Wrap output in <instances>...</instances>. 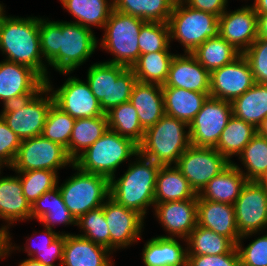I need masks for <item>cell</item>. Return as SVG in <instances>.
<instances>
[{
  "label": "cell",
  "instance_id": "obj_2",
  "mask_svg": "<svg viewBox=\"0 0 267 266\" xmlns=\"http://www.w3.org/2000/svg\"><path fill=\"white\" fill-rule=\"evenodd\" d=\"M0 14V49L6 61L28 66L49 80L40 49L39 18L8 17Z\"/></svg>",
  "mask_w": 267,
  "mask_h": 266
},
{
  "label": "cell",
  "instance_id": "obj_28",
  "mask_svg": "<svg viewBox=\"0 0 267 266\" xmlns=\"http://www.w3.org/2000/svg\"><path fill=\"white\" fill-rule=\"evenodd\" d=\"M198 198L188 180L175 167L160 166L156 176L155 203Z\"/></svg>",
  "mask_w": 267,
  "mask_h": 266
},
{
  "label": "cell",
  "instance_id": "obj_50",
  "mask_svg": "<svg viewBox=\"0 0 267 266\" xmlns=\"http://www.w3.org/2000/svg\"><path fill=\"white\" fill-rule=\"evenodd\" d=\"M184 4L220 17L226 10L227 0H182Z\"/></svg>",
  "mask_w": 267,
  "mask_h": 266
},
{
  "label": "cell",
  "instance_id": "obj_6",
  "mask_svg": "<svg viewBox=\"0 0 267 266\" xmlns=\"http://www.w3.org/2000/svg\"><path fill=\"white\" fill-rule=\"evenodd\" d=\"M137 82L131 68L109 62L91 65L87 83L106 114L113 107L129 102Z\"/></svg>",
  "mask_w": 267,
  "mask_h": 266
},
{
  "label": "cell",
  "instance_id": "obj_20",
  "mask_svg": "<svg viewBox=\"0 0 267 266\" xmlns=\"http://www.w3.org/2000/svg\"><path fill=\"white\" fill-rule=\"evenodd\" d=\"M197 202L198 198L155 203V215L170 234L160 237L186 239L197 226Z\"/></svg>",
  "mask_w": 267,
  "mask_h": 266
},
{
  "label": "cell",
  "instance_id": "obj_26",
  "mask_svg": "<svg viewBox=\"0 0 267 266\" xmlns=\"http://www.w3.org/2000/svg\"><path fill=\"white\" fill-rule=\"evenodd\" d=\"M165 115L188 125L201 110L210 93H201L176 87H162Z\"/></svg>",
  "mask_w": 267,
  "mask_h": 266
},
{
  "label": "cell",
  "instance_id": "obj_37",
  "mask_svg": "<svg viewBox=\"0 0 267 266\" xmlns=\"http://www.w3.org/2000/svg\"><path fill=\"white\" fill-rule=\"evenodd\" d=\"M184 241L189 245L187 255L226 254L236 247L231 239L198 224Z\"/></svg>",
  "mask_w": 267,
  "mask_h": 266
},
{
  "label": "cell",
  "instance_id": "obj_12",
  "mask_svg": "<svg viewBox=\"0 0 267 266\" xmlns=\"http://www.w3.org/2000/svg\"><path fill=\"white\" fill-rule=\"evenodd\" d=\"M232 115L231 102L208 97L189 124L191 145L215 148Z\"/></svg>",
  "mask_w": 267,
  "mask_h": 266
},
{
  "label": "cell",
  "instance_id": "obj_16",
  "mask_svg": "<svg viewBox=\"0 0 267 266\" xmlns=\"http://www.w3.org/2000/svg\"><path fill=\"white\" fill-rule=\"evenodd\" d=\"M49 81H46V86L53 92L54 103L74 119L106 115L87 82L70 77L54 91Z\"/></svg>",
  "mask_w": 267,
  "mask_h": 266
},
{
  "label": "cell",
  "instance_id": "obj_29",
  "mask_svg": "<svg viewBox=\"0 0 267 266\" xmlns=\"http://www.w3.org/2000/svg\"><path fill=\"white\" fill-rule=\"evenodd\" d=\"M145 266H187V249L171 237H155L149 240L142 253Z\"/></svg>",
  "mask_w": 267,
  "mask_h": 266
},
{
  "label": "cell",
  "instance_id": "obj_30",
  "mask_svg": "<svg viewBox=\"0 0 267 266\" xmlns=\"http://www.w3.org/2000/svg\"><path fill=\"white\" fill-rule=\"evenodd\" d=\"M32 218H36L45 225V228L49 229H52L55 223L77 225V220L63 201L58 185L45 192L31 205Z\"/></svg>",
  "mask_w": 267,
  "mask_h": 266
},
{
  "label": "cell",
  "instance_id": "obj_44",
  "mask_svg": "<svg viewBox=\"0 0 267 266\" xmlns=\"http://www.w3.org/2000/svg\"><path fill=\"white\" fill-rule=\"evenodd\" d=\"M140 55L158 51H168L170 35L168 23L145 22L139 33Z\"/></svg>",
  "mask_w": 267,
  "mask_h": 266
},
{
  "label": "cell",
  "instance_id": "obj_4",
  "mask_svg": "<svg viewBox=\"0 0 267 266\" xmlns=\"http://www.w3.org/2000/svg\"><path fill=\"white\" fill-rule=\"evenodd\" d=\"M189 125L177 118L164 115L155 125L145 129L138 154L161 166L177 163L179 157L191 145Z\"/></svg>",
  "mask_w": 267,
  "mask_h": 266
},
{
  "label": "cell",
  "instance_id": "obj_15",
  "mask_svg": "<svg viewBox=\"0 0 267 266\" xmlns=\"http://www.w3.org/2000/svg\"><path fill=\"white\" fill-rule=\"evenodd\" d=\"M46 86L32 68L10 61L0 62V100L4 106L29 99Z\"/></svg>",
  "mask_w": 267,
  "mask_h": 266
},
{
  "label": "cell",
  "instance_id": "obj_23",
  "mask_svg": "<svg viewBox=\"0 0 267 266\" xmlns=\"http://www.w3.org/2000/svg\"><path fill=\"white\" fill-rule=\"evenodd\" d=\"M108 252L111 253L83 236L67 233L60 266H112Z\"/></svg>",
  "mask_w": 267,
  "mask_h": 266
},
{
  "label": "cell",
  "instance_id": "obj_18",
  "mask_svg": "<svg viewBox=\"0 0 267 266\" xmlns=\"http://www.w3.org/2000/svg\"><path fill=\"white\" fill-rule=\"evenodd\" d=\"M107 200L103 204V210L110 231L112 252L114 249L125 248L140 238L144 217L117 203L110 196Z\"/></svg>",
  "mask_w": 267,
  "mask_h": 266
},
{
  "label": "cell",
  "instance_id": "obj_54",
  "mask_svg": "<svg viewBox=\"0 0 267 266\" xmlns=\"http://www.w3.org/2000/svg\"><path fill=\"white\" fill-rule=\"evenodd\" d=\"M253 8L256 13H266L267 12V0H255L253 3Z\"/></svg>",
  "mask_w": 267,
  "mask_h": 266
},
{
  "label": "cell",
  "instance_id": "obj_10",
  "mask_svg": "<svg viewBox=\"0 0 267 266\" xmlns=\"http://www.w3.org/2000/svg\"><path fill=\"white\" fill-rule=\"evenodd\" d=\"M48 92L50 90L45 86L29 99L4 106L0 116L21 140L42 135L47 114L54 103L52 94L45 98L41 96Z\"/></svg>",
  "mask_w": 267,
  "mask_h": 266
},
{
  "label": "cell",
  "instance_id": "obj_32",
  "mask_svg": "<svg viewBox=\"0 0 267 266\" xmlns=\"http://www.w3.org/2000/svg\"><path fill=\"white\" fill-rule=\"evenodd\" d=\"M107 130V115L76 119L67 147L68 156L74 161L79 156V151L82 150L83 153Z\"/></svg>",
  "mask_w": 267,
  "mask_h": 266
},
{
  "label": "cell",
  "instance_id": "obj_58",
  "mask_svg": "<svg viewBox=\"0 0 267 266\" xmlns=\"http://www.w3.org/2000/svg\"><path fill=\"white\" fill-rule=\"evenodd\" d=\"M4 7H3V5L2 4H0V14L4 11V9H3Z\"/></svg>",
  "mask_w": 267,
  "mask_h": 266
},
{
  "label": "cell",
  "instance_id": "obj_41",
  "mask_svg": "<svg viewBox=\"0 0 267 266\" xmlns=\"http://www.w3.org/2000/svg\"><path fill=\"white\" fill-rule=\"evenodd\" d=\"M75 120L53 103L47 114L42 135L63 146L67 151Z\"/></svg>",
  "mask_w": 267,
  "mask_h": 266
},
{
  "label": "cell",
  "instance_id": "obj_33",
  "mask_svg": "<svg viewBox=\"0 0 267 266\" xmlns=\"http://www.w3.org/2000/svg\"><path fill=\"white\" fill-rule=\"evenodd\" d=\"M174 56L169 51L142 54L131 69L138 82L163 86L168 78L169 68Z\"/></svg>",
  "mask_w": 267,
  "mask_h": 266
},
{
  "label": "cell",
  "instance_id": "obj_19",
  "mask_svg": "<svg viewBox=\"0 0 267 266\" xmlns=\"http://www.w3.org/2000/svg\"><path fill=\"white\" fill-rule=\"evenodd\" d=\"M219 36L243 54L258 37V15L253 6L224 11L219 17Z\"/></svg>",
  "mask_w": 267,
  "mask_h": 266
},
{
  "label": "cell",
  "instance_id": "obj_8",
  "mask_svg": "<svg viewBox=\"0 0 267 266\" xmlns=\"http://www.w3.org/2000/svg\"><path fill=\"white\" fill-rule=\"evenodd\" d=\"M145 23L141 18L112 10L105 23L101 46L114 55L109 63L131 68L140 56L139 33Z\"/></svg>",
  "mask_w": 267,
  "mask_h": 266
},
{
  "label": "cell",
  "instance_id": "obj_7",
  "mask_svg": "<svg viewBox=\"0 0 267 266\" xmlns=\"http://www.w3.org/2000/svg\"><path fill=\"white\" fill-rule=\"evenodd\" d=\"M184 5L182 0H176L167 23L170 40L180 41L186 54L193 53L207 39L219 36V17Z\"/></svg>",
  "mask_w": 267,
  "mask_h": 266
},
{
  "label": "cell",
  "instance_id": "obj_40",
  "mask_svg": "<svg viewBox=\"0 0 267 266\" xmlns=\"http://www.w3.org/2000/svg\"><path fill=\"white\" fill-rule=\"evenodd\" d=\"M239 156L247 172L244 173L235 163L234 166L240 169L248 181H256L267 169V139L256 134Z\"/></svg>",
  "mask_w": 267,
  "mask_h": 266
},
{
  "label": "cell",
  "instance_id": "obj_17",
  "mask_svg": "<svg viewBox=\"0 0 267 266\" xmlns=\"http://www.w3.org/2000/svg\"><path fill=\"white\" fill-rule=\"evenodd\" d=\"M248 61L241 54L210 73L209 97L232 102L255 84Z\"/></svg>",
  "mask_w": 267,
  "mask_h": 266
},
{
  "label": "cell",
  "instance_id": "obj_48",
  "mask_svg": "<svg viewBox=\"0 0 267 266\" xmlns=\"http://www.w3.org/2000/svg\"><path fill=\"white\" fill-rule=\"evenodd\" d=\"M187 266H240L237 247L218 255H187Z\"/></svg>",
  "mask_w": 267,
  "mask_h": 266
},
{
  "label": "cell",
  "instance_id": "obj_3",
  "mask_svg": "<svg viewBox=\"0 0 267 266\" xmlns=\"http://www.w3.org/2000/svg\"><path fill=\"white\" fill-rule=\"evenodd\" d=\"M139 160L130 164L122 177L109 180L110 197L122 206L145 217L148 206H155L156 176L160 164L137 154Z\"/></svg>",
  "mask_w": 267,
  "mask_h": 266
},
{
  "label": "cell",
  "instance_id": "obj_52",
  "mask_svg": "<svg viewBox=\"0 0 267 266\" xmlns=\"http://www.w3.org/2000/svg\"><path fill=\"white\" fill-rule=\"evenodd\" d=\"M7 227L8 225L0 228V259L1 257H5L6 255L10 254V250H12V248L15 249V247L11 246V238Z\"/></svg>",
  "mask_w": 267,
  "mask_h": 266
},
{
  "label": "cell",
  "instance_id": "obj_22",
  "mask_svg": "<svg viewBox=\"0 0 267 266\" xmlns=\"http://www.w3.org/2000/svg\"><path fill=\"white\" fill-rule=\"evenodd\" d=\"M197 224L231 239L235 244L240 240L233 205L198 199Z\"/></svg>",
  "mask_w": 267,
  "mask_h": 266
},
{
  "label": "cell",
  "instance_id": "obj_46",
  "mask_svg": "<svg viewBox=\"0 0 267 266\" xmlns=\"http://www.w3.org/2000/svg\"><path fill=\"white\" fill-rule=\"evenodd\" d=\"M241 241L236 244L240 266H267V234L253 240L244 249Z\"/></svg>",
  "mask_w": 267,
  "mask_h": 266
},
{
  "label": "cell",
  "instance_id": "obj_56",
  "mask_svg": "<svg viewBox=\"0 0 267 266\" xmlns=\"http://www.w3.org/2000/svg\"><path fill=\"white\" fill-rule=\"evenodd\" d=\"M19 266H44L41 262L34 260L33 258H28L22 261Z\"/></svg>",
  "mask_w": 267,
  "mask_h": 266
},
{
  "label": "cell",
  "instance_id": "obj_45",
  "mask_svg": "<svg viewBox=\"0 0 267 266\" xmlns=\"http://www.w3.org/2000/svg\"><path fill=\"white\" fill-rule=\"evenodd\" d=\"M242 55L249 63L255 82L267 84V39L257 37Z\"/></svg>",
  "mask_w": 267,
  "mask_h": 266
},
{
  "label": "cell",
  "instance_id": "obj_14",
  "mask_svg": "<svg viewBox=\"0 0 267 266\" xmlns=\"http://www.w3.org/2000/svg\"><path fill=\"white\" fill-rule=\"evenodd\" d=\"M240 239L267 227V189L247 181L233 204Z\"/></svg>",
  "mask_w": 267,
  "mask_h": 266
},
{
  "label": "cell",
  "instance_id": "obj_13",
  "mask_svg": "<svg viewBox=\"0 0 267 266\" xmlns=\"http://www.w3.org/2000/svg\"><path fill=\"white\" fill-rule=\"evenodd\" d=\"M229 164L230 162L215 148L190 145L179 157L175 167L198 194L210 180Z\"/></svg>",
  "mask_w": 267,
  "mask_h": 266
},
{
  "label": "cell",
  "instance_id": "obj_35",
  "mask_svg": "<svg viewBox=\"0 0 267 266\" xmlns=\"http://www.w3.org/2000/svg\"><path fill=\"white\" fill-rule=\"evenodd\" d=\"M256 134L257 129L254 125L232 115L228 120L227 126L222 131L215 149L232 163L230 157L232 155H240Z\"/></svg>",
  "mask_w": 267,
  "mask_h": 266
},
{
  "label": "cell",
  "instance_id": "obj_51",
  "mask_svg": "<svg viewBox=\"0 0 267 266\" xmlns=\"http://www.w3.org/2000/svg\"><path fill=\"white\" fill-rule=\"evenodd\" d=\"M46 231L44 232V240H42V244L37 247L28 246L25 248L26 252H28L29 257L32 256L36 251H43L44 249H47V247L56 240L61 234L58 232L56 233L53 231V229L45 228Z\"/></svg>",
  "mask_w": 267,
  "mask_h": 266
},
{
  "label": "cell",
  "instance_id": "obj_34",
  "mask_svg": "<svg viewBox=\"0 0 267 266\" xmlns=\"http://www.w3.org/2000/svg\"><path fill=\"white\" fill-rule=\"evenodd\" d=\"M176 0H113L114 9L145 22L167 23Z\"/></svg>",
  "mask_w": 267,
  "mask_h": 266
},
{
  "label": "cell",
  "instance_id": "obj_31",
  "mask_svg": "<svg viewBox=\"0 0 267 266\" xmlns=\"http://www.w3.org/2000/svg\"><path fill=\"white\" fill-rule=\"evenodd\" d=\"M233 116L256 128L267 117V84L255 83L232 102Z\"/></svg>",
  "mask_w": 267,
  "mask_h": 266
},
{
  "label": "cell",
  "instance_id": "obj_5",
  "mask_svg": "<svg viewBox=\"0 0 267 266\" xmlns=\"http://www.w3.org/2000/svg\"><path fill=\"white\" fill-rule=\"evenodd\" d=\"M137 154L136 143L108 129L102 137L79 154L73 164L84 172L99 174L110 180L121 163Z\"/></svg>",
  "mask_w": 267,
  "mask_h": 266
},
{
  "label": "cell",
  "instance_id": "obj_27",
  "mask_svg": "<svg viewBox=\"0 0 267 266\" xmlns=\"http://www.w3.org/2000/svg\"><path fill=\"white\" fill-rule=\"evenodd\" d=\"M0 218L9 222L31 219V204L23 195L18 176L0 178Z\"/></svg>",
  "mask_w": 267,
  "mask_h": 266
},
{
  "label": "cell",
  "instance_id": "obj_39",
  "mask_svg": "<svg viewBox=\"0 0 267 266\" xmlns=\"http://www.w3.org/2000/svg\"><path fill=\"white\" fill-rule=\"evenodd\" d=\"M106 115L108 129L131 139L137 145L142 142L145 129L140 124L137 111L130 102L113 107Z\"/></svg>",
  "mask_w": 267,
  "mask_h": 266
},
{
  "label": "cell",
  "instance_id": "obj_55",
  "mask_svg": "<svg viewBox=\"0 0 267 266\" xmlns=\"http://www.w3.org/2000/svg\"><path fill=\"white\" fill-rule=\"evenodd\" d=\"M257 134L267 139V117L257 126Z\"/></svg>",
  "mask_w": 267,
  "mask_h": 266
},
{
  "label": "cell",
  "instance_id": "obj_49",
  "mask_svg": "<svg viewBox=\"0 0 267 266\" xmlns=\"http://www.w3.org/2000/svg\"><path fill=\"white\" fill-rule=\"evenodd\" d=\"M64 244H65V233H62L56 240H54L47 247V249H44L43 251H36L31 256V258L41 262L44 266H56L52 263V261L58 259L60 260V263H62Z\"/></svg>",
  "mask_w": 267,
  "mask_h": 266
},
{
  "label": "cell",
  "instance_id": "obj_47",
  "mask_svg": "<svg viewBox=\"0 0 267 266\" xmlns=\"http://www.w3.org/2000/svg\"><path fill=\"white\" fill-rule=\"evenodd\" d=\"M22 140L0 116V162L11 167L17 156Z\"/></svg>",
  "mask_w": 267,
  "mask_h": 266
},
{
  "label": "cell",
  "instance_id": "obj_38",
  "mask_svg": "<svg viewBox=\"0 0 267 266\" xmlns=\"http://www.w3.org/2000/svg\"><path fill=\"white\" fill-rule=\"evenodd\" d=\"M192 54L209 73L233 62L241 55L221 36L207 39Z\"/></svg>",
  "mask_w": 267,
  "mask_h": 266
},
{
  "label": "cell",
  "instance_id": "obj_57",
  "mask_svg": "<svg viewBox=\"0 0 267 266\" xmlns=\"http://www.w3.org/2000/svg\"><path fill=\"white\" fill-rule=\"evenodd\" d=\"M256 182L267 189V169L264 173L256 180Z\"/></svg>",
  "mask_w": 267,
  "mask_h": 266
},
{
  "label": "cell",
  "instance_id": "obj_42",
  "mask_svg": "<svg viewBox=\"0 0 267 266\" xmlns=\"http://www.w3.org/2000/svg\"><path fill=\"white\" fill-rule=\"evenodd\" d=\"M22 185L23 195L32 205L45 192L57 187L58 176L52 170H29L17 172Z\"/></svg>",
  "mask_w": 267,
  "mask_h": 266
},
{
  "label": "cell",
  "instance_id": "obj_11",
  "mask_svg": "<svg viewBox=\"0 0 267 266\" xmlns=\"http://www.w3.org/2000/svg\"><path fill=\"white\" fill-rule=\"evenodd\" d=\"M68 164L72 166L73 160L68 156L66 149L40 135L22 140L10 168L16 172L45 169L57 173V169Z\"/></svg>",
  "mask_w": 267,
  "mask_h": 266
},
{
  "label": "cell",
  "instance_id": "obj_24",
  "mask_svg": "<svg viewBox=\"0 0 267 266\" xmlns=\"http://www.w3.org/2000/svg\"><path fill=\"white\" fill-rule=\"evenodd\" d=\"M129 102L136 109L144 129L155 125L165 115L161 85L137 81L133 86Z\"/></svg>",
  "mask_w": 267,
  "mask_h": 266
},
{
  "label": "cell",
  "instance_id": "obj_9",
  "mask_svg": "<svg viewBox=\"0 0 267 266\" xmlns=\"http://www.w3.org/2000/svg\"><path fill=\"white\" fill-rule=\"evenodd\" d=\"M72 167L77 173L58 188L66 207L78 220L83 214L104 204V200L110 196L109 179L84 172L74 164Z\"/></svg>",
  "mask_w": 267,
  "mask_h": 266
},
{
  "label": "cell",
  "instance_id": "obj_43",
  "mask_svg": "<svg viewBox=\"0 0 267 266\" xmlns=\"http://www.w3.org/2000/svg\"><path fill=\"white\" fill-rule=\"evenodd\" d=\"M77 225L85 232L84 234H79V236H83L95 244L110 250V231L104 216L103 205L83 214L77 220Z\"/></svg>",
  "mask_w": 267,
  "mask_h": 266
},
{
  "label": "cell",
  "instance_id": "obj_25",
  "mask_svg": "<svg viewBox=\"0 0 267 266\" xmlns=\"http://www.w3.org/2000/svg\"><path fill=\"white\" fill-rule=\"evenodd\" d=\"M247 181L232 162L204 186L197 194L198 199L233 205Z\"/></svg>",
  "mask_w": 267,
  "mask_h": 266
},
{
  "label": "cell",
  "instance_id": "obj_53",
  "mask_svg": "<svg viewBox=\"0 0 267 266\" xmlns=\"http://www.w3.org/2000/svg\"><path fill=\"white\" fill-rule=\"evenodd\" d=\"M258 15V37L267 39V12L257 13Z\"/></svg>",
  "mask_w": 267,
  "mask_h": 266
},
{
  "label": "cell",
  "instance_id": "obj_36",
  "mask_svg": "<svg viewBox=\"0 0 267 266\" xmlns=\"http://www.w3.org/2000/svg\"><path fill=\"white\" fill-rule=\"evenodd\" d=\"M62 5L77 19L74 23L90 28L103 27L114 9L113 1L107 0H60Z\"/></svg>",
  "mask_w": 267,
  "mask_h": 266
},
{
  "label": "cell",
  "instance_id": "obj_1",
  "mask_svg": "<svg viewBox=\"0 0 267 266\" xmlns=\"http://www.w3.org/2000/svg\"><path fill=\"white\" fill-rule=\"evenodd\" d=\"M40 49L49 65L69 74L82 65L97 47L93 31L80 24L39 18Z\"/></svg>",
  "mask_w": 267,
  "mask_h": 266
},
{
  "label": "cell",
  "instance_id": "obj_21",
  "mask_svg": "<svg viewBox=\"0 0 267 266\" xmlns=\"http://www.w3.org/2000/svg\"><path fill=\"white\" fill-rule=\"evenodd\" d=\"M187 55V56H186ZM175 55L162 87L183 88L190 91L210 93V73L192 53Z\"/></svg>",
  "mask_w": 267,
  "mask_h": 266
}]
</instances>
